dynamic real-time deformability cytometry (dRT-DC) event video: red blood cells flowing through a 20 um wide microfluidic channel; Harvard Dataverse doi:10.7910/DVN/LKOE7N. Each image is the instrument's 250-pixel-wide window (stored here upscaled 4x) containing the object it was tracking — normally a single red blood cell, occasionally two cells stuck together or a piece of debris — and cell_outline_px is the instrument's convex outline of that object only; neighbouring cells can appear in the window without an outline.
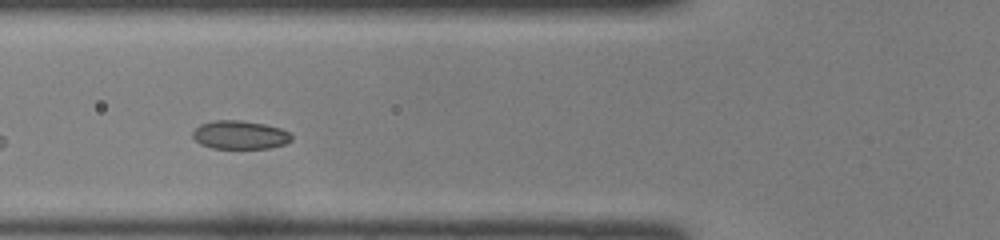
{"species": "common noctule bat (a hibernating species)", "species_latin": "Nyctalus noctula", "temperature_condition": "room temperature", "stored_images_in_passage": 28, "camera_frame_rate_fps": 3000, "um_per_image_px": 0.085, "animal": {"sex": "female", "body_mass_g": 22.0, "forearm_length_mm": 56.7}, "frame": {"image": 1, "passage_image": 6, "time_ms": 1.667, "image_size_px": [1000, 240], "cell_outline_px": [[292, 140], [284, 144], [272, 148], [212, 148], [200, 144], [192, 136], [192, 132], [200, 124], [212, 120], [240, 120], [264, 124], [280, 128], [288, 132], [292, 136]], "centroid_in_image_um": [20.38, 11.46], "position_along_channel_um": 105.4, "area_um2": 16.42}}
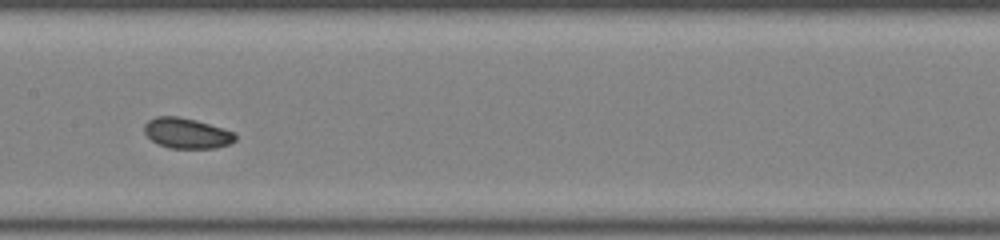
{"frame": {"image": 2, "passage_image": 12, "time_ms": 3.667, "image_size_px": [1000, 240], "cell_outline_px": [[236, 140], [228, 144], [216, 148], [168, 148], [152, 140], [144, 132], [144, 124], [148, 120], [156, 116], [176, 116], [196, 120], [232, 132], [236, 136]], "centroid_in_image_um": [15.84, 11.32], "position_along_channel_um": 191.6, "area_um2": 15.9}}
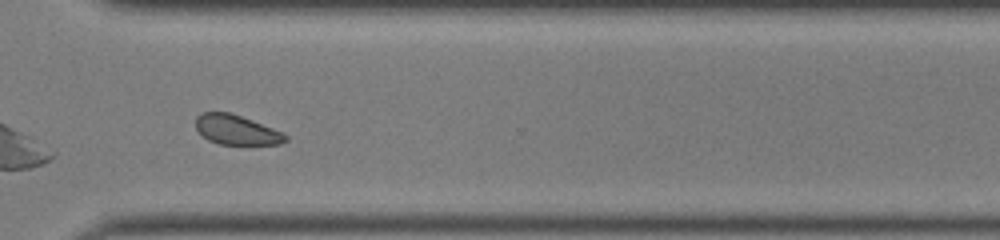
{"frame": {"image": 3, "passage_image": 23, "time_ms": 7.333, "image_size_px": [1000, 240], "cell_outline_px": [[288, 140], [280, 144], [220, 144], [208, 140], [196, 128], [196, 116], [204, 112], [228, 112], [252, 120], [272, 128], [288, 136]], "centroid_in_image_um": [20.09, 11.04], "position_along_channel_um": 350.5, "area_um2": 15.26}}